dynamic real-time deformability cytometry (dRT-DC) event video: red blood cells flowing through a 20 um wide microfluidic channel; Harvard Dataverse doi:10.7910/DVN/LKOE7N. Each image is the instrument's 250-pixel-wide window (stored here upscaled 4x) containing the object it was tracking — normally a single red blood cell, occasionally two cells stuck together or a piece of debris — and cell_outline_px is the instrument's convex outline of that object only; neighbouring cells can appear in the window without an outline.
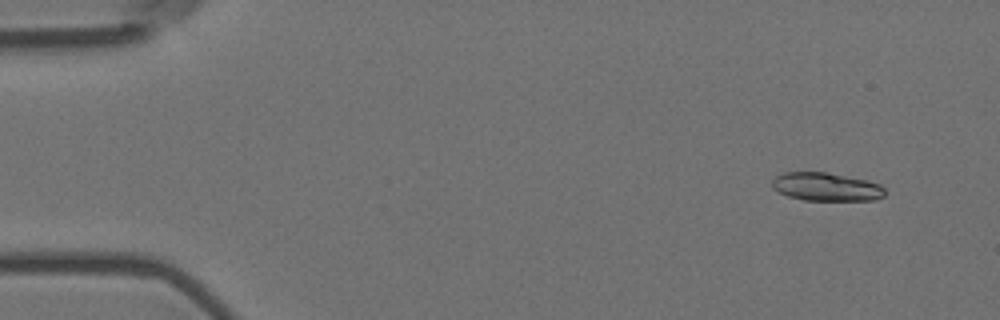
{"species": "Egyptian fruit bat (a non-hibernating species)", "species_latin": "Rousettus aegyptiacus", "temperature_condition": "room temperature", "stored_images_in_passage": 6, "camera_frame_rate_fps": 3000, "um_per_image_px": 0.085, "animal": {"sex": "female"}, "frame": {"image": 1, "passage_image": 2, "time_ms": 0.333, "image_size_px": [1000, 320], "cell_outline_px": [[884, 196], [876, 200], [804, 200], [788, 196], [772, 188], [772, 180], [776, 176], [784, 172], [828, 172], [868, 180], [880, 184], [884, 188]], "centroid_in_image_um": [70.24, 15.87], "position_along_channel_um": 14.8, "area_um2": 18.67}}
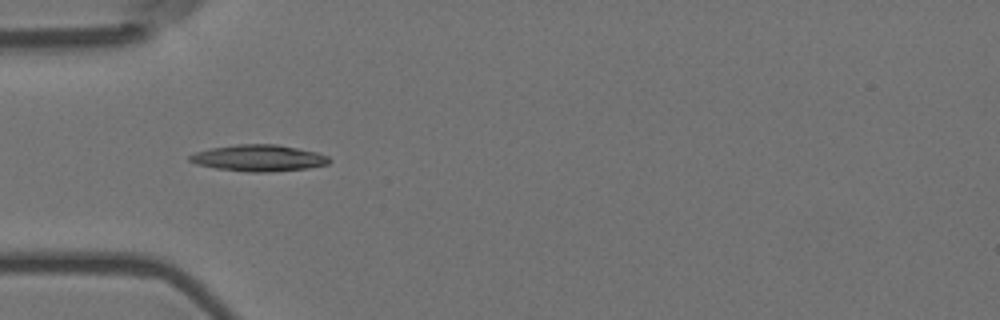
{"frame": {"image": 2, "passage_image": 5, "time_ms": 1.333, "image_size_px": [1000, 320], "cell_outline_px": [[332, 160], [328, 164], [308, 168], [268, 172], [248, 172], [216, 168], [196, 164], [188, 160], [188, 156], [196, 152], [208, 148], [236, 144], [276, 144], [316, 152], [328, 156]], "centroid_in_image_um": [21.97, 13.43], "position_along_channel_um": 63.0, "area_um2": 21.56}}
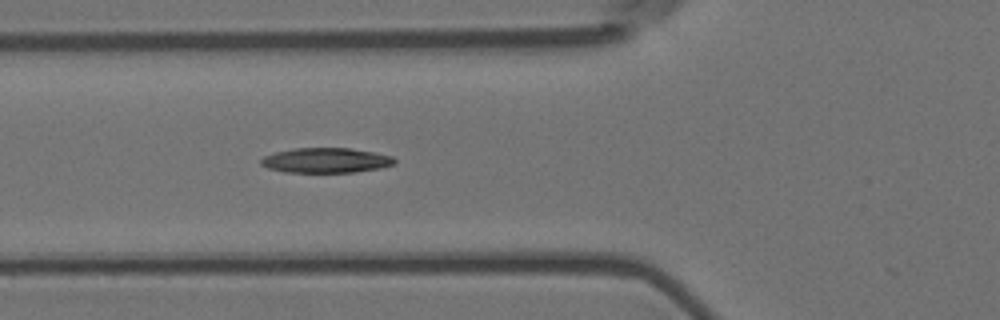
{"frame": {"image": 3, "passage_image": 6, "time_ms": 1.667, "image_size_px": [1000, 320], "cell_outline_px": [[396, 164], [380, 168], [352, 172], [284, 172], [268, 168], [260, 164], [260, 160], [264, 156], [276, 152], [292, 148], [348, 148], [372, 152], [392, 156], [396, 160]], "centroid_in_image_um": [27.69, 13.63], "position_along_channel_um": 98.1, "area_um2": 19.36}}